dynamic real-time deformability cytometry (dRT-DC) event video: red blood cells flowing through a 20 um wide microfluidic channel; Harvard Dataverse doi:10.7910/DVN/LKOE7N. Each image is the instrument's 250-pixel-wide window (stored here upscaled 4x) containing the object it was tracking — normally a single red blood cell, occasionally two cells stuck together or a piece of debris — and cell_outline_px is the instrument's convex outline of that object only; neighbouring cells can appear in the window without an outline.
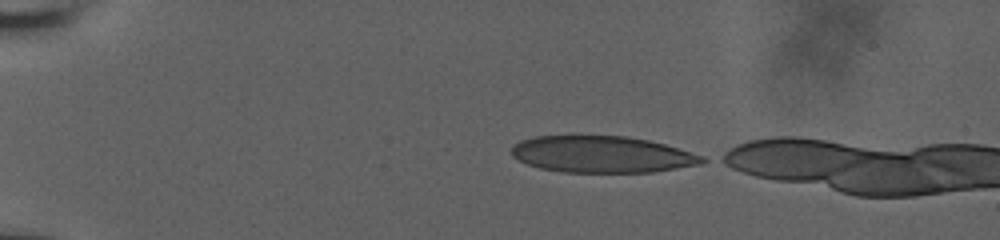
{"species": "human", "species_latin": "Homo sapiens", "temperature_condition": "room temperature", "stored_images_in_passage": 41, "camera_frame_rate_fps": 3000, "um_per_image_px": 0.085, "donor": {"sex": "male"}, "frame": {"image": 1, "passage_image": 1, "time_ms": 0.0, "image_size_px": [1000, 240], "cell_outline_px": [[708, 160], [700, 164], [652, 172], [560, 172], [540, 168], [528, 164], [512, 156], [512, 144], [520, 140], [536, 136], [628, 136], [648, 140], [664, 144], [704, 156]], "centroid_in_image_um": [51.15, 13.12], "position_along_channel_um": 33.9, "area_um2": 40.58}}
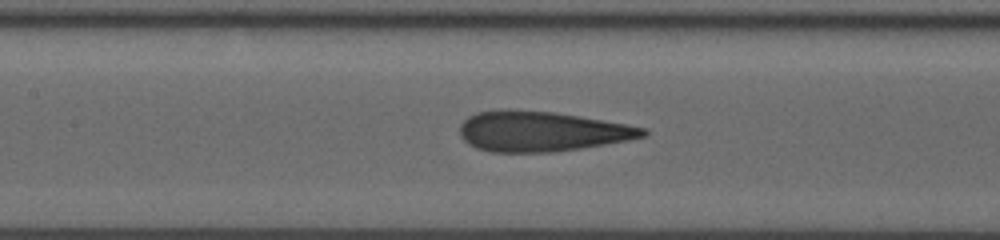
{"frame": {"image": 2, "passage_image": 17, "time_ms": 5.333, "image_size_px": [1000, 240], "cell_outline_px": [[648, 136], [628, 140], [580, 148], [552, 152], [492, 152], [476, 148], [468, 144], [460, 136], [460, 124], [468, 116], [476, 112], [500, 108], [504, 108], [552, 112], [580, 116], [628, 124], [644, 128], [648, 132]], "centroid_in_image_um": [45.99, 11.15], "position_along_channel_um": 161.4, "area_um2": 43.12}}
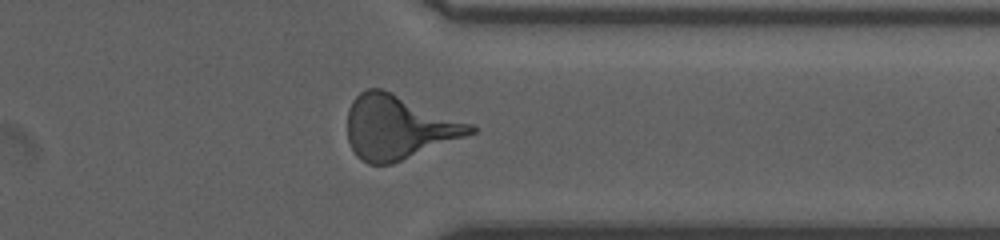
{"frame": {"image": 3, "passage_image": 34, "time_ms": 11.0, "image_size_px": [1000, 240], "cell_outline_px": [[476, 132], [392, 164], [368, 164], [356, 156], [348, 140], [348, 108], [352, 100], [364, 88], [380, 88], [476, 124]], "centroid_in_image_um": [33.88, 10.81], "position_along_channel_um": 377.5, "area_um2": 45.84}}